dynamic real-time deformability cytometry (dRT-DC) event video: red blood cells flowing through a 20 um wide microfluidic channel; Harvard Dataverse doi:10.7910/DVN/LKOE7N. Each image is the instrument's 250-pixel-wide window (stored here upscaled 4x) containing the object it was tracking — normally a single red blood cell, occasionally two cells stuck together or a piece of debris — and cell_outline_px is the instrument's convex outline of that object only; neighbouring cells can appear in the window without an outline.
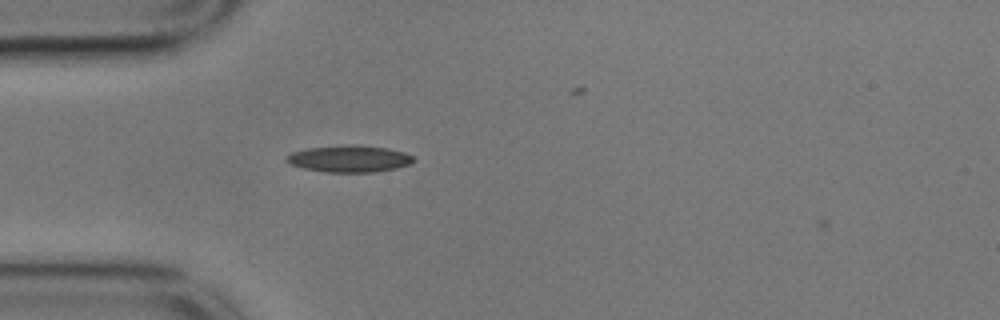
{"species": "common noctule bat (a hibernating species)", "species_latin": "Nyctalus noctula", "temperature_condition": "cold", "stored_images_in_passage": 30, "camera_frame_rate_fps": 3000, "um_per_image_px": 0.085, "animal": {"sex": "male", "body_mass_g": 17.9}, "frame": {"image": 1, "passage_image": 2, "time_ms": 0.333, "image_size_px": [1000, 320], "cell_outline_px": [[416, 160], [412, 164], [396, 168], [372, 172], [324, 172], [304, 168], [292, 164], [284, 160], [284, 156], [292, 152], [308, 148], [348, 144], [356, 144], [388, 148], [404, 152], [412, 156]], "centroid_in_image_um": [29.7, 13.48], "position_along_channel_um": 55.3, "area_um2": 20.0}}
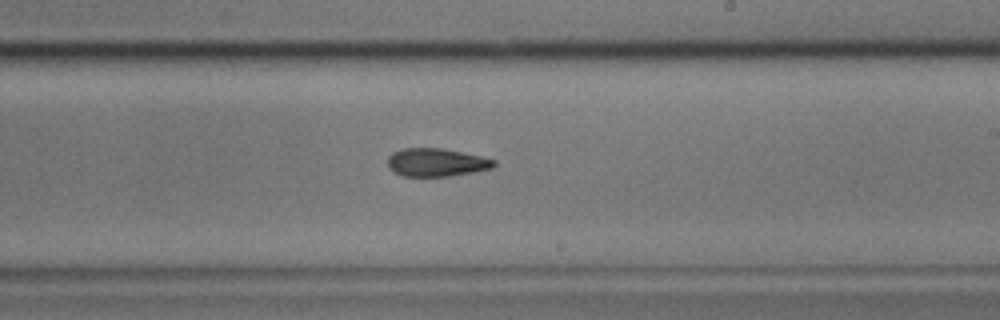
{"frame": {"image": 2, "passage_image": 19, "time_ms": 6.0, "image_size_px": [1000, 320], "cell_outline_px": [[496, 164], [492, 168], [472, 172], [448, 176], [400, 176], [392, 172], [388, 168], [388, 156], [392, 152], [404, 148], [444, 148], [480, 156], [496, 160]], "centroid_in_image_um": [37.05, 13.8], "position_along_channel_um": 252.0, "area_um2": 17.51}}
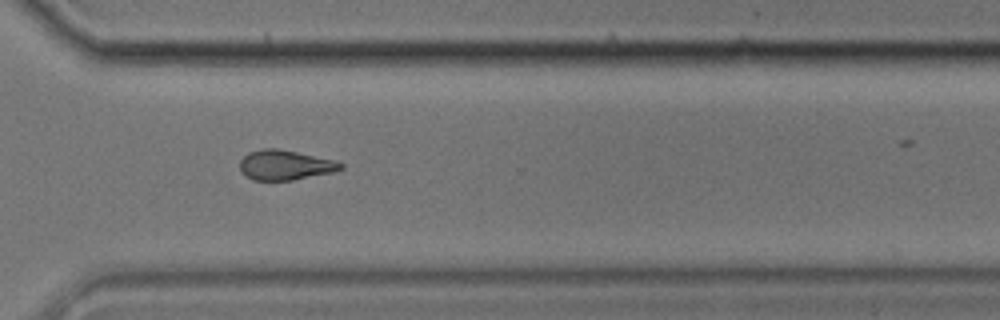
{"frame": {"image": 3, "passage_image": 27, "time_ms": 8.667, "image_size_px": [1000, 320], "cell_outline_px": [[344, 168], [332, 172], [292, 180], [252, 180], [244, 176], [240, 168], [240, 160], [248, 152], [264, 148], [280, 148], [336, 160], [344, 164]], "centroid_in_image_um": [24.23, 14.02], "position_along_channel_um": 346.4, "area_um2": 17.74}}